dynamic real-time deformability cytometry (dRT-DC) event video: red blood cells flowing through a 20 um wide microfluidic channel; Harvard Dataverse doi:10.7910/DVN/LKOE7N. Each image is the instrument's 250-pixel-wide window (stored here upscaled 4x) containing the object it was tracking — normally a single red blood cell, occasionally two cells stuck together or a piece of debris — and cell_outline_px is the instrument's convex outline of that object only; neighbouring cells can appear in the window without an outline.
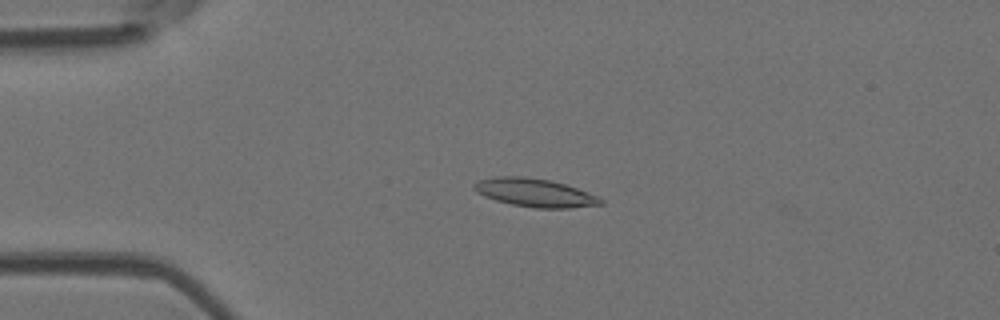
{"species": "Egyptian fruit bat (a non-hibernating species)", "species_latin": "Rousettus aegyptiacus", "temperature_condition": "room temperature", "stored_images_in_passage": 5, "camera_frame_rate_fps": 3000, "um_per_image_px": 0.085, "animal": {"sex": "female"}, "frame": {"image": 1, "passage_image": 4, "time_ms": 3.667, "image_size_px": [1000, 320], "cell_outline_px": [[604, 204], [568, 208], [536, 208], [512, 204], [496, 200], [484, 196], [476, 192], [472, 188], [472, 184], [480, 180], [496, 176], [524, 176], [548, 180], [564, 184], [588, 192], [604, 200]], "centroid_in_image_um": [45.43, 16.38], "position_along_channel_um": 39.6, "area_um2": 20.75}}